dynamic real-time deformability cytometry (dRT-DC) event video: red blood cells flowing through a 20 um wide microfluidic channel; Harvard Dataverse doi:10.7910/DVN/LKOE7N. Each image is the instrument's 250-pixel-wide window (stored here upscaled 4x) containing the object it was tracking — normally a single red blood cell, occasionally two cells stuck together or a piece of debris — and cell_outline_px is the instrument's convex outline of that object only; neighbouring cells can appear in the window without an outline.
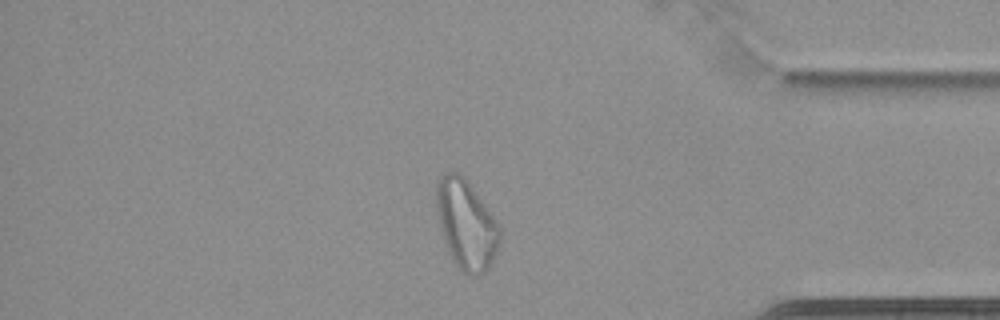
{"species": "common noctule bat (a hibernating species)", "species_latin": "Nyctalus noctula", "temperature_condition": "cold", "stored_images_in_passage": 63, "camera_frame_rate_fps": 3000, "um_per_image_px": 0.085, "animal": {"sex": "female", "body_mass_g": 22.7, "forearm_length_mm": 54.2}, "frame": {"image": 1, "passage_image": 54, "time_ms": 17.667, "image_size_px": [1000, 320], "cell_outline_px": [[500, 236], [496, 252], [488, 268], [484, 272], [476, 276], [468, 276], [456, 264], [448, 252], [440, 228], [436, 212], [436, 184], [440, 176], [448, 172], [460, 172], [464, 176], [496, 220], [500, 228]], "centroid_in_image_um": [39.6, 19.07], "position_along_channel_um": 395.6, "area_um2": 32.77}}